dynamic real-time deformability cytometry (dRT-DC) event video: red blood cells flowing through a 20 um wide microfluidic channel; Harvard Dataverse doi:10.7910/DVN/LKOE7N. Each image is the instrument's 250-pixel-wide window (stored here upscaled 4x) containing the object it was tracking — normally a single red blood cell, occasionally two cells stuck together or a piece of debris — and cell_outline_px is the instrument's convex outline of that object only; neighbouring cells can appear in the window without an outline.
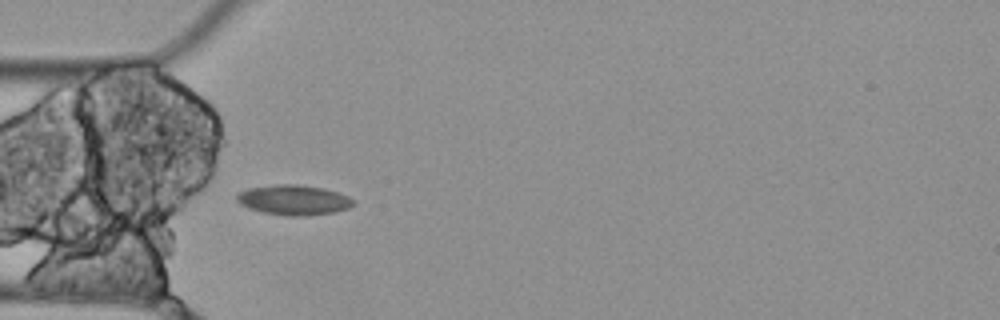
{"species": "Egyptian fruit bat (a non-hibernating species)", "species_latin": "Rousettus aegyptiacus", "temperature_condition": "cold", "stored_images_in_passage": 8, "camera_frame_rate_fps": 3000, "um_per_image_px": 0.085, "animal": {"sex": "female"}, "frame": {"image": 1, "passage_image": 5, "time_ms": 1.333, "image_size_px": [1000, 320], "cell_outline_px": [[352, 204], [348, 208], [332, 212], [300, 216], [288, 216], [264, 212], [248, 208], [240, 204], [236, 200], [236, 192], [248, 188], [276, 184], [296, 184], [324, 188], [348, 196], [352, 200]], "centroid_in_image_um": [24.89, 16.98], "position_along_channel_um": 60.1, "area_um2": 20.23}}
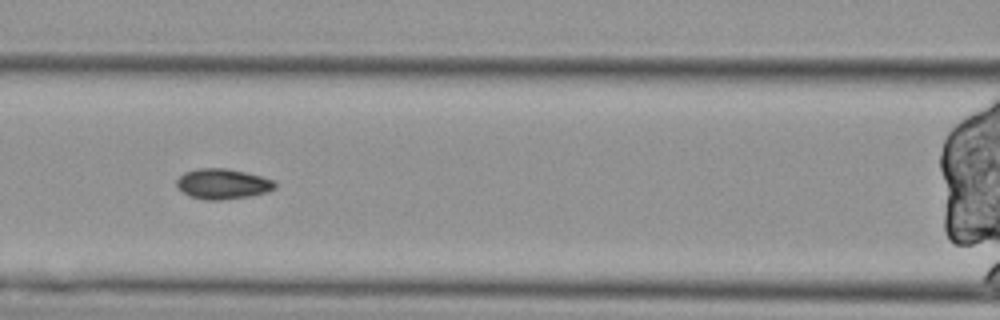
{"frame": {"image": 2, "passage_image": 7, "time_ms": 2.0, "image_size_px": [1000, 320], "cell_outline_px": [[276, 188], [268, 192], [248, 196], [220, 200], [204, 200], [188, 196], [176, 188], [176, 180], [184, 172], [196, 168], [228, 168], [248, 172], [272, 180], [276, 184]], "centroid_in_image_um": [18.88, 15.63], "position_along_channel_um": 147.7, "area_um2": 17.63}}
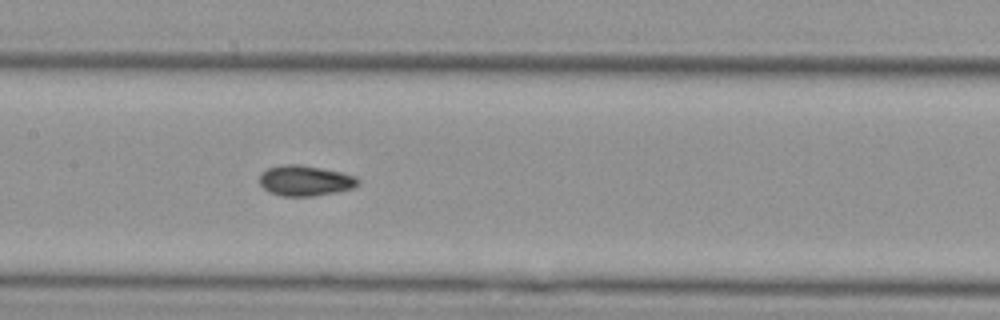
{"frame": {"image": 3, "passage_image": 8, "time_ms": 2.333, "image_size_px": [1000, 320], "cell_outline_px": [[360, 184], [352, 188], [336, 192], [312, 196], [284, 196], [268, 192], [260, 184], [260, 176], [268, 168], [280, 164], [300, 164], [340, 172], [356, 176], [360, 180]], "centroid_in_image_um": [25.95, 15.35], "position_along_channel_um": 181.5, "area_um2": 17.46}}